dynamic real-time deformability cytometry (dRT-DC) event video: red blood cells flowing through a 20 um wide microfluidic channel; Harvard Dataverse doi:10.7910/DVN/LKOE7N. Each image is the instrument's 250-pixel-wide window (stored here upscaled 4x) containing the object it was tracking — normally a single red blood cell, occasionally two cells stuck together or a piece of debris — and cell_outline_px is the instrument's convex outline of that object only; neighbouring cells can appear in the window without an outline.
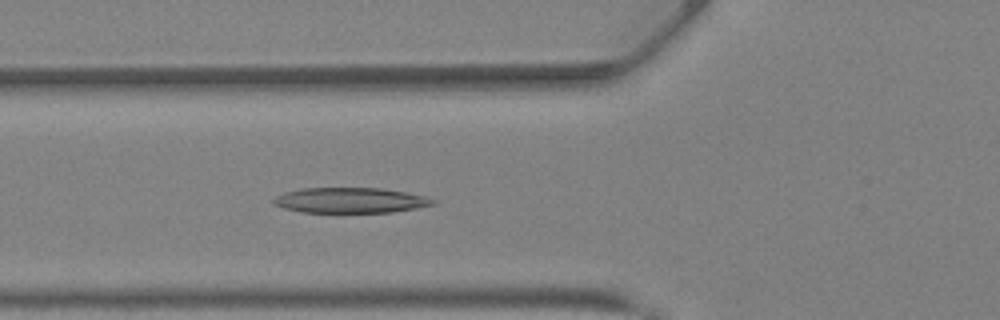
{"species": "Egyptian fruit bat (a non-hibernating species)", "species_latin": "Rousettus aegyptiacus", "temperature_condition": "warm", "stored_images_in_passage": 24, "camera_frame_rate_fps": 3000, "um_per_image_px": 0.085, "animal": {"sex": "female"}, "frame": {"image": 1, "passage_image": 5, "time_ms": 1.333, "image_size_px": [1000, 320], "cell_outline_px": [[436, 204], [416, 208], [392, 212], [300, 212], [284, 208], [272, 204], [272, 200], [276, 196], [300, 188], [384, 188], [408, 192], [424, 196], [436, 200]], "centroid_in_image_um": [29.8, 17.02], "position_along_channel_um": 96.0, "area_um2": 23.58}}
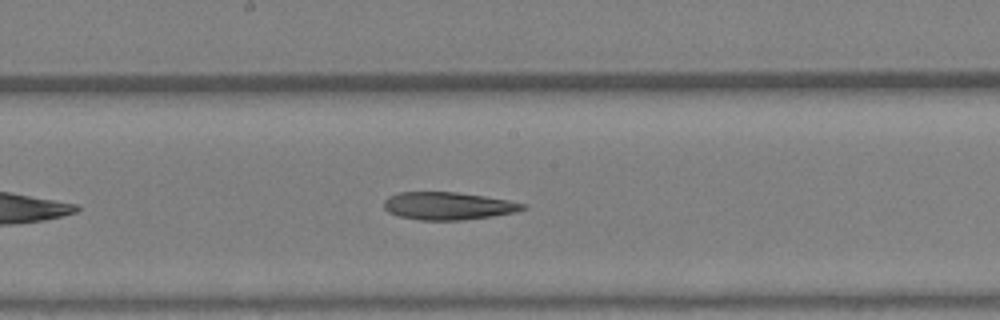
{"frame": {"image": 2, "passage_image": 12, "time_ms": 3.667, "image_size_px": [1000, 320], "cell_outline_px": [[528, 208], [516, 212], [492, 216], [464, 220], [420, 220], [400, 216], [388, 212], [384, 208], [384, 200], [388, 196], [400, 192], [456, 192], [484, 196], [508, 200], [528, 204]], "centroid_in_image_um": [38.12, 17.5], "position_along_channel_um": 210.1, "area_um2": 22.48}}
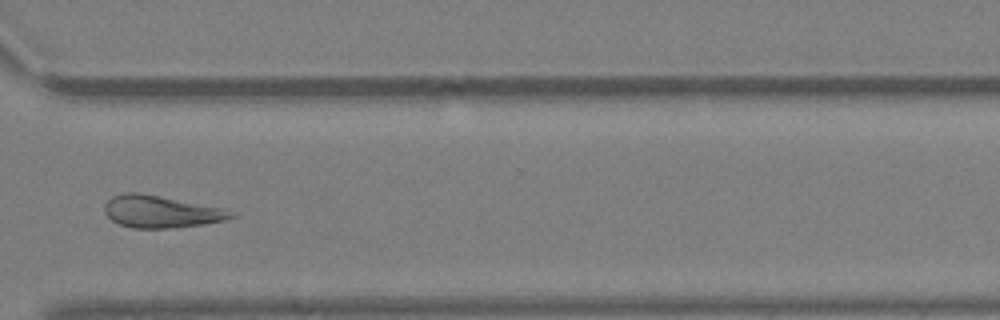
{"frame": {"image": 3, "passage_image": 21, "time_ms": 6.667, "image_size_px": [1000, 320], "cell_outline_px": [[236, 216], [224, 220], [204, 224], [172, 228], [132, 228], [120, 224], [112, 220], [104, 212], [104, 204], [112, 196], [124, 192], [132, 192], [156, 196], [224, 208], [236, 212]], "centroid_in_image_um": [13.68, 18.0], "position_along_channel_um": 356.9, "area_um2": 23.47}, "authors_computed_cell_mechanics": {"area_um2": 23.4668, "velocity_mm_per_s": 4.8907, "shape_relaxation_time_tau1_ms": 9.9298, "shape_relaxation_time_tau2_ms": null, "deformation_change_tau1": 0.2847, "deformation_change_tau2": null}}